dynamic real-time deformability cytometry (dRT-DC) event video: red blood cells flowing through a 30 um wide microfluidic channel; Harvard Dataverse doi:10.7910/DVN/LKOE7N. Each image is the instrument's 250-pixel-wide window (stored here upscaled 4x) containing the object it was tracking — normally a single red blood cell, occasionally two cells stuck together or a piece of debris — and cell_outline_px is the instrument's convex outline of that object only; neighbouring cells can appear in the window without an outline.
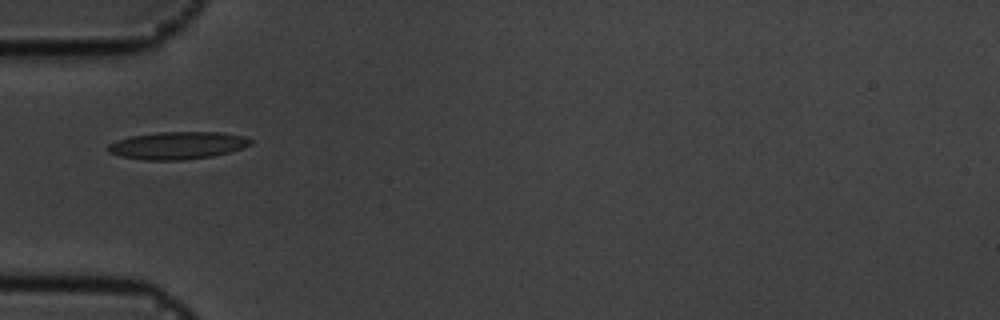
{"species": "common noctule bat (a hibernating species)", "species_latin": "Nyctalus noctula", "temperature_condition": "cold", "stored_images_in_passage": 39, "camera_frame_rate_fps": 3000, "um_per_image_px": 0.085, "animal": {"sex": "male", "body_mass_g": 19.5, "forearm_length_mm": 54.6}, "frame": {"image": 1, "passage_image": 1, "time_ms": 0.0, "image_size_px": [1000, 320], "cell_outline_px": [[252, 144], [228, 152], [212, 156], [184, 160], [144, 160], [120, 156], [108, 152], [108, 144], [116, 140], [132, 136], [156, 132], [224, 132], [240, 136], [252, 140]], "centroid_in_image_um": [15.05, 12.36], "position_along_channel_um": 70.0, "area_um2": 22.72}}
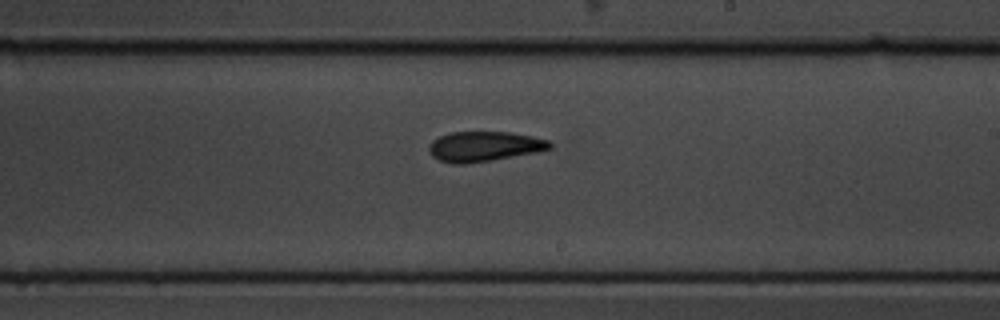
{"frame": {"image": 2, "passage_image": 16, "time_ms": 5.0, "image_size_px": [1000, 320], "cell_outline_px": [[552, 148], [536, 152], [492, 160], [464, 164], [452, 164], [440, 160], [432, 156], [428, 148], [432, 140], [448, 132], [508, 132], [532, 136], [548, 140], [552, 144]], "centroid_in_image_um": [41.14, 12.44], "position_along_channel_um": 247.9, "area_um2": 21.1}}
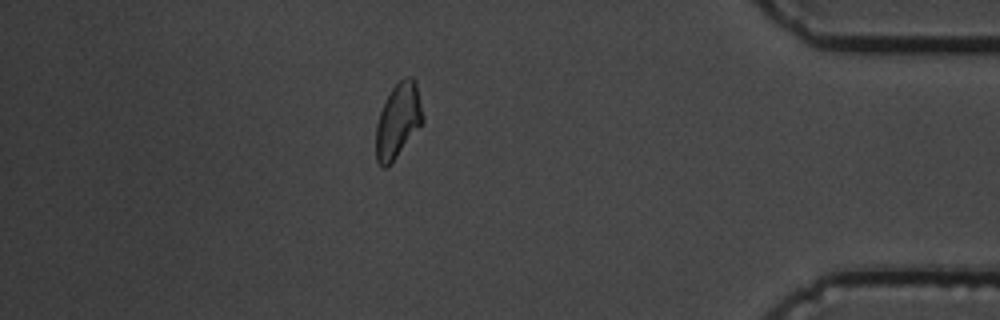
{"frame": {"image": 3, "passage_image": 32, "time_ms": 10.333, "image_size_px": [1000, 320], "cell_outline_px": [[424, 124], [392, 164], [388, 168], [380, 168], [376, 160], [376, 124], [380, 112], [392, 88], [400, 80], [408, 76], [412, 76], [416, 80], [424, 116]], "centroid_in_image_um": [33.86, 10.31], "position_along_channel_um": 401.3, "area_um2": 20.98}, "authors_computed_cell_mechanics": {"area_um2": 20.9236, "velocity_mm_per_s": 3.5682, "shape_relaxation_time_tau1_ms": 3.7226, "shape_relaxation_time_tau2_ms": 1.9877, "deformation_change_tau1": 0.1341, "deformation_change_tau2": 0.0958}}